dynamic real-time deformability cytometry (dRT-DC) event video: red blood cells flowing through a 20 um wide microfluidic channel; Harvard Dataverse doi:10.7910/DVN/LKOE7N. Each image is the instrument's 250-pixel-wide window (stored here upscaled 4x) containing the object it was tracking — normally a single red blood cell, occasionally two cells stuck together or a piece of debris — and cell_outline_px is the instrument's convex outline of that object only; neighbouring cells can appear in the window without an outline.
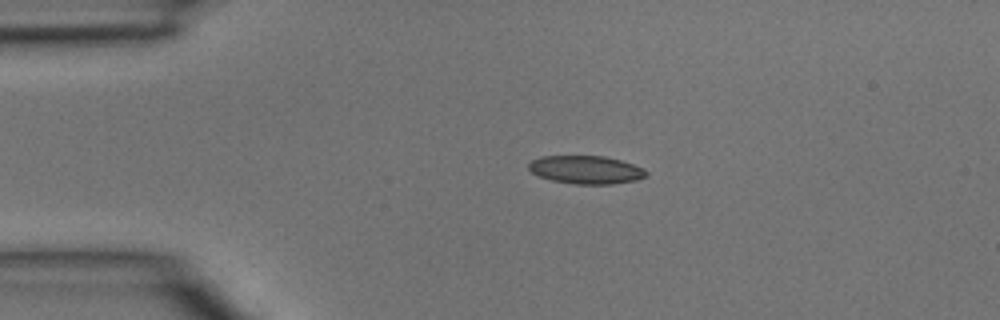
{"species": "common noctule bat (a hibernating species)", "species_latin": "Nyctalus noctula", "temperature_condition": "room temperature", "stored_images_in_passage": 4, "camera_frame_rate_fps": 3000, "um_per_image_px": 0.085, "animal": {"sex": "male", "body_mass_g": 15.6}, "frame": {"image": 1, "passage_image": 1, "time_ms": 0.0, "image_size_px": [1000, 320], "cell_outline_px": [[648, 176], [636, 180], [612, 184], [576, 184], [552, 180], [540, 176], [532, 172], [528, 168], [528, 164], [532, 160], [540, 156], [604, 156], [620, 160], [644, 168], [648, 172]], "centroid_in_image_um": [49.83, 14.43], "position_along_channel_um": 35.2, "area_um2": 19.25}}
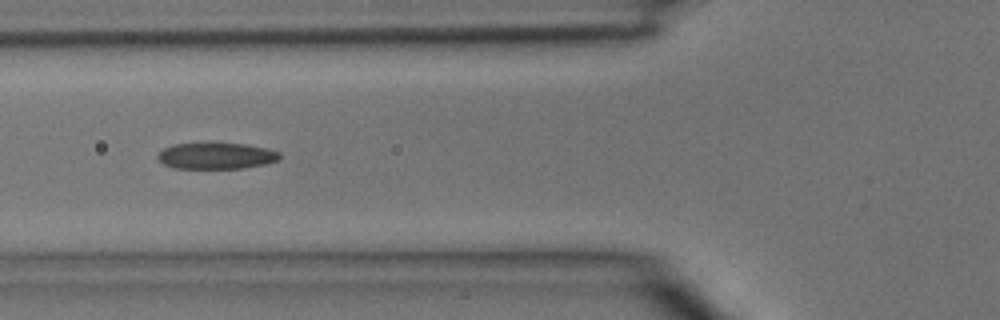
{"frame": {"image": 2, "passage_image": 3, "time_ms": 0.667, "image_size_px": [1000, 320], "cell_outline_px": [[280, 160], [264, 164], [244, 168], [172, 168], [164, 164], [156, 156], [164, 148], [172, 144], [208, 140], [244, 144], [268, 148], [280, 152]], "centroid_in_image_um": [18.37, 13.2], "position_along_channel_um": 107.4, "area_um2": 19.54}}
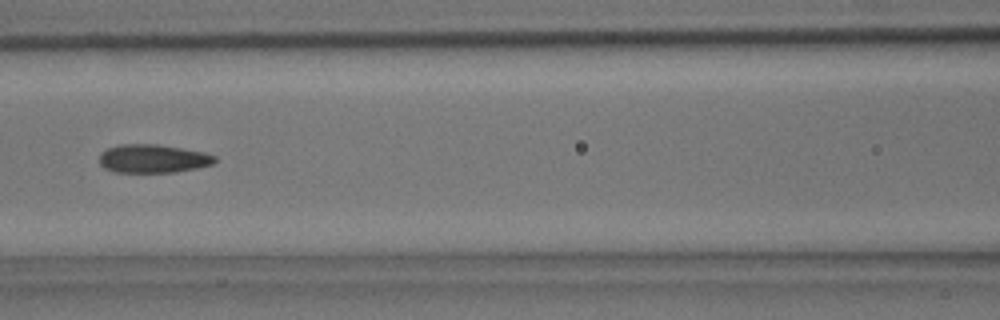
{"frame": {"image": 3, "passage_image": 4, "time_ms": 1.0, "image_size_px": [1000, 320], "cell_outline_px": [[216, 160], [212, 164], [196, 168], [176, 172], [116, 172], [104, 168], [100, 164], [100, 152], [108, 148], [120, 144], [156, 144], [204, 152], [216, 156]], "centroid_in_image_um": [12.99, 13.48], "position_along_channel_um": 153.6, "area_um2": 19.07}}